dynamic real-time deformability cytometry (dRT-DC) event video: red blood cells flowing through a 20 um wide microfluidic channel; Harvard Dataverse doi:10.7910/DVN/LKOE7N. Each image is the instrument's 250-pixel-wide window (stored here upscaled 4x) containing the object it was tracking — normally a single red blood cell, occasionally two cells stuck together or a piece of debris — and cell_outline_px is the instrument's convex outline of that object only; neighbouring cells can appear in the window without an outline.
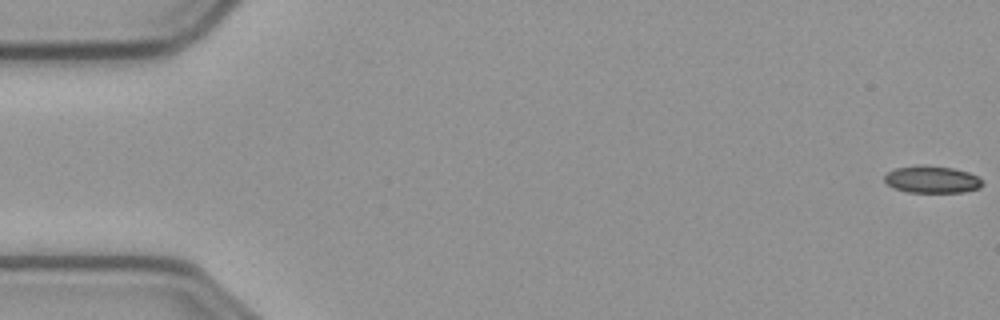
{"species": "common noctule bat (a hibernating species)", "species_latin": "Nyctalus noctula", "temperature_condition": "cold", "stored_images_in_passage": 11, "camera_frame_rate_fps": 3000, "um_per_image_px": 0.085, "animal": {"sex": "male", "body_mass_g": 23.1, "forearm_length_mm": 52.7}, "frame": {"image": 1, "passage_image": 1, "time_ms": 0.0, "image_size_px": [1000, 320], "cell_outline_px": [[984, 184], [980, 188], [964, 192], [908, 192], [892, 188], [884, 180], [884, 176], [888, 172], [896, 168], [952, 168], [968, 172], [976, 176]], "centroid_in_image_um": [79.24, 15.31], "position_along_channel_um": 5.8, "area_um2": 14.68}}